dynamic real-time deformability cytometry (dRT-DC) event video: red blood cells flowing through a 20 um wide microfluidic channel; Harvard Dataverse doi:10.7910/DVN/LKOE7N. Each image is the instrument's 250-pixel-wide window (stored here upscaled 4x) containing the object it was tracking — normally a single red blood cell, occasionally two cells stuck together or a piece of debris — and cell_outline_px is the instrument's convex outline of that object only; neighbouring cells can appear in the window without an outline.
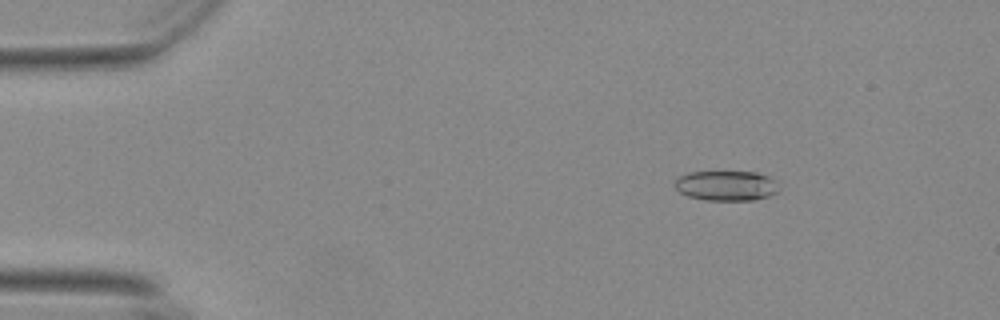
{"species": "Egyptian fruit bat (a non-hibernating species)", "species_latin": "Rousettus aegyptiacus", "temperature_condition": "warm", "stored_images_in_passage": 27, "camera_frame_rate_fps": 3000, "um_per_image_px": 0.085, "animal": {"sex": "female"}, "frame": {"image": 1, "passage_image": 9, "time_ms": 2.667, "image_size_px": [1000, 320], "cell_outline_px": [[780, 188], [776, 192], [768, 196], [752, 200], [704, 200], [688, 196], [680, 192], [676, 188], [676, 176], [688, 172], [756, 172], [768, 176], [776, 180]], "centroid_in_image_um": [61.74, 15.77], "position_along_channel_um": 23.3, "area_um2": 18.26}}
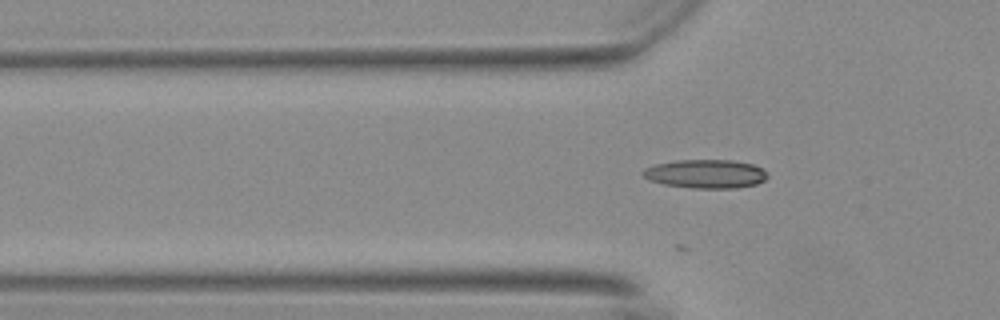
{"frame": {"image": 2, "passage_image": 19, "time_ms": 6.0, "image_size_px": [1000, 320], "cell_outline_px": [[768, 176], [764, 180], [756, 184], [736, 188], [692, 188], [664, 184], [652, 180], [644, 176], [640, 172], [644, 168], [656, 164], [676, 160], [732, 160], [752, 164], [760, 168]], "centroid_in_image_um": [59.96, 14.77], "position_along_channel_um": 65.8, "area_um2": 20.63}}
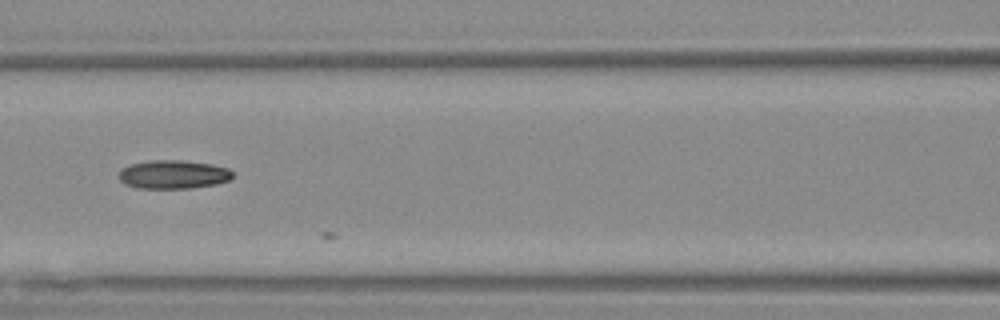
{"frame": {"image": 3, "passage_image": 26, "time_ms": 8.333, "image_size_px": [1000, 320], "cell_outline_px": [[232, 176], [228, 180], [216, 184], [192, 188], [140, 188], [124, 184], [120, 180], [120, 172], [128, 164], [148, 160], [180, 160], [212, 164], [228, 168], [232, 172]], "centroid_in_image_um": [14.72, 14.82], "position_along_channel_um": 151.9, "area_um2": 18.9}}